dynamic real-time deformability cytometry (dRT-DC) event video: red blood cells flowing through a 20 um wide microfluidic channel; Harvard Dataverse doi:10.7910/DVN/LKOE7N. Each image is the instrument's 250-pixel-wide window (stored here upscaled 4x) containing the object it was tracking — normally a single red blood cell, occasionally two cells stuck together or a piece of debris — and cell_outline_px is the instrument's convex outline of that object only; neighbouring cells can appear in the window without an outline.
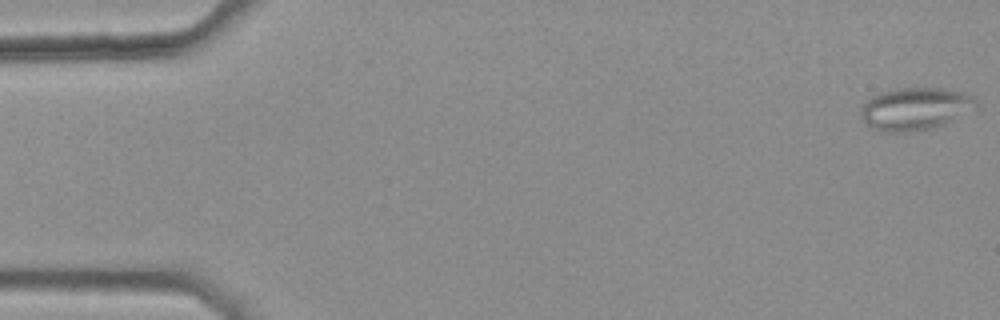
{"species": "common noctule bat (a hibernating species)", "species_latin": "Nyctalus noctula", "temperature_condition": "warm", "stored_images_in_passage": 47, "camera_frame_rate_fps": 3000, "um_per_image_px": 0.085, "animal": {"sex": "female", "body_mass_g": 25.1}, "frame": {"image": 1, "passage_image": 1, "time_ms": 0.0, "image_size_px": [1000, 320], "cell_outline_px": [[980, 104], [976, 108], [944, 124], [932, 128], [904, 132], [880, 132], [868, 128], [864, 124], [860, 116], [860, 108], [872, 96], [880, 92], [896, 88], [944, 88], [964, 92], [972, 96]], "centroid_in_image_um": [77.76, 9.25], "position_along_channel_um": 7.2, "area_um2": 28.96}}
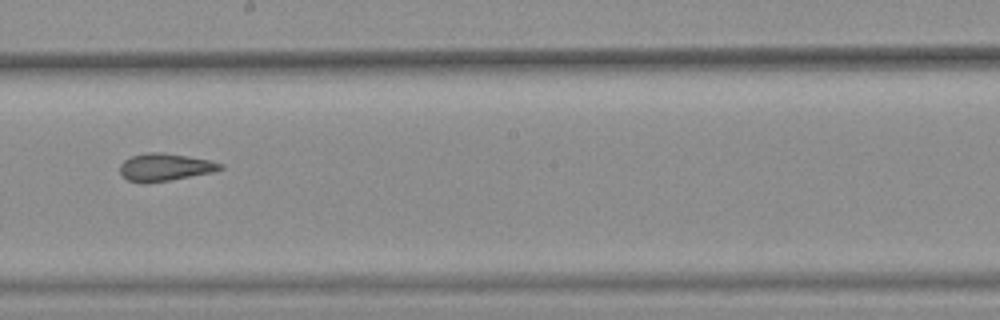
{"frame": {"image": 2, "passage_image": 30, "time_ms": 9.667, "image_size_px": [1000, 320], "cell_outline_px": [[224, 168], [212, 172], [168, 180], [144, 184], [128, 180], [120, 172], [120, 164], [124, 160], [132, 156], [148, 152], [164, 152], [188, 156], [208, 160], [224, 164]], "centroid_in_image_um": [14.01, 14.2], "position_along_channel_um": 234.2, "area_um2": 16.01}}
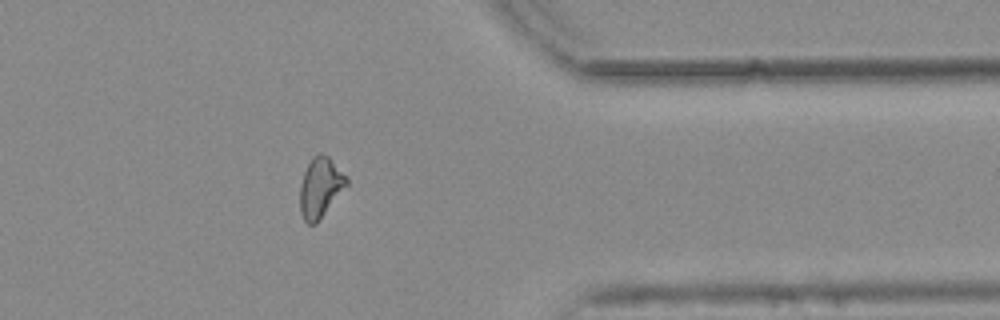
{"frame": {"image": 3, "passage_image": 43, "time_ms": 14.0, "image_size_px": [1000, 320], "cell_outline_px": [[348, 184], [316, 224], [308, 224], [304, 220], [300, 212], [300, 184], [304, 172], [312, 156], [320, 152], [328, 156], [332, 160], [348, 180]], "centroid_in_image_um": [27.2, 15.93], "position_along_channel_um": 384.2, "area_um2": 16.13}, "authors_computed_cell_mechanics": {"area_um2": 16.8776, "velocity_mm_per_s": 3.7883, "shape_relaxation_time_tau1_ms": null, "shape_relaxation_time_tau2_ms": 2.2965, "deformation_change_tau1": null, "deformation_change_tau2": 0.1197}}